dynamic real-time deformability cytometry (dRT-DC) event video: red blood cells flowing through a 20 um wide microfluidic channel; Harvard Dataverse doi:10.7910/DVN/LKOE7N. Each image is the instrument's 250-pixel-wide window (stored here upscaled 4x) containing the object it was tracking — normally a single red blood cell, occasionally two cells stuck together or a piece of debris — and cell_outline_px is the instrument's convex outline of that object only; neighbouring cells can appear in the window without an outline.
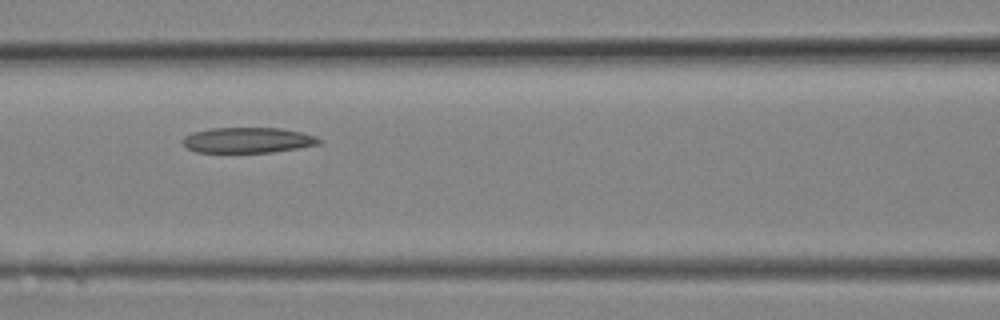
{"species": "Egyptian fruit bat (a non-hibernating species)", "species_latin": "Rousettus aegyptiacus", "temperature_condition": "room temperature", "stored_images_in_passage": 10, "camera_frame_rate_fps": 3000, "um_per_image_px": 0.085, "animal": {"sex": "female"}, "frame": {"image": 1, "passage_image": 9, "time_ms": 2.667, "image_size_px": [1000, 320], "cell_outline_px": [[320, 144], [300, 148], [272, 152], [196, 152], [188, 148], [180, 140], [184, 136], [192, 132], [208, 128], [280, 128], [300, 132], [316, 136], [320, 140]], "centroid_in_image_um": [21.04, 11.91], "position_along_channel_um": 145.6, "area_um2": 20.29}}
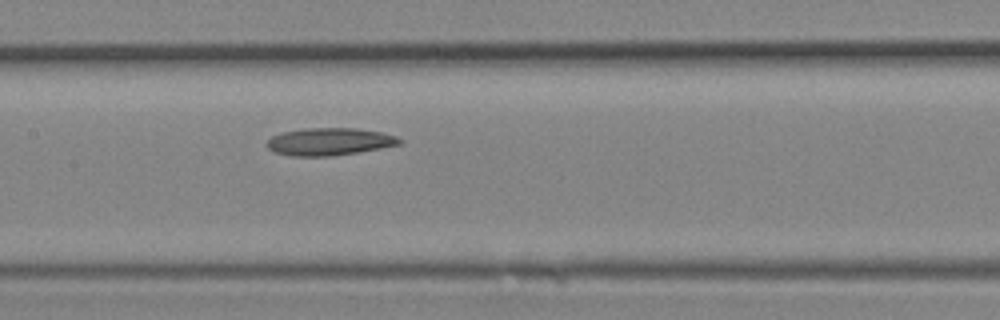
{"frame": {"image": 2, "passage_image": 10, "time_ms": 3.0, "image_size_px": [1000, 320], "cell_outline_px": [[404, 140], [400, 144], [380, 148], [332, 156], [292, 156], [276, 152], [268, 148], [264, 144], [272, 136], [280, 132], [304, 128], [356, 128], [380, 132], [396, 136]], "centroid_in_image_um": [27.97, 12.03], "position_along_channel_um": 179.4, "area_um2": 21.21}}